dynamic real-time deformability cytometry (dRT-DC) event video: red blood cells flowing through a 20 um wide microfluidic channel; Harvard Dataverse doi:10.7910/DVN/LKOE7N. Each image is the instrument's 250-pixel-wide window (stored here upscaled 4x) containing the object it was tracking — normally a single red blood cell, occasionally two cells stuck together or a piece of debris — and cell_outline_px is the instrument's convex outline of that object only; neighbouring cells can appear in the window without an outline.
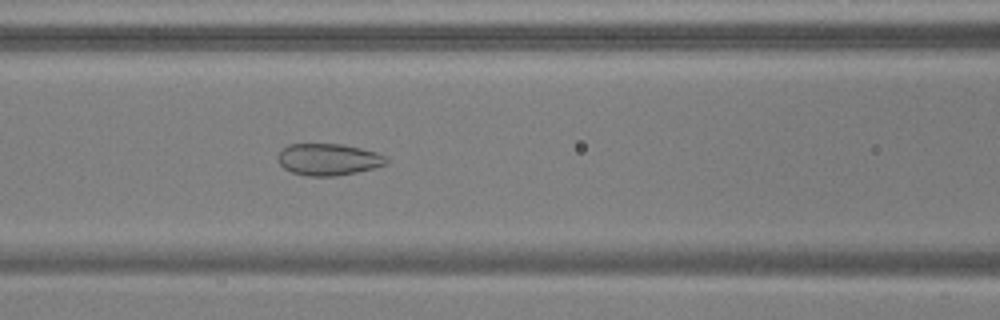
{"species": "common noctule bat (a hibernating species)", "species_latin": "Nyctalus noctula", "temperature_condition": "warm", "stored_images_in_passage": 53, "camera_frame_rate_fps": 3000, "um_per_image_px": 0.085, "animal": {"sex": "male", "body_mass_g": 17.9, "forearm_length_mm": 54.2}, "frame": {"image": 1, "passage_image": 23, "time_ms": 7.333, "image_size_px": [1000, 320], "cell_outline_px": [[388, 164], [356, 172], [336, 176], [308, 176], [292, 172], [284, 168], [280, 164], [280, 152], [288, 144], [344, 144], [376, 152], [384, 156], [388, 160]], "centroid_in_image_um": [27.94, 13.55], "position_along_channel_um": 138.7, "area_um2": 19.83}}
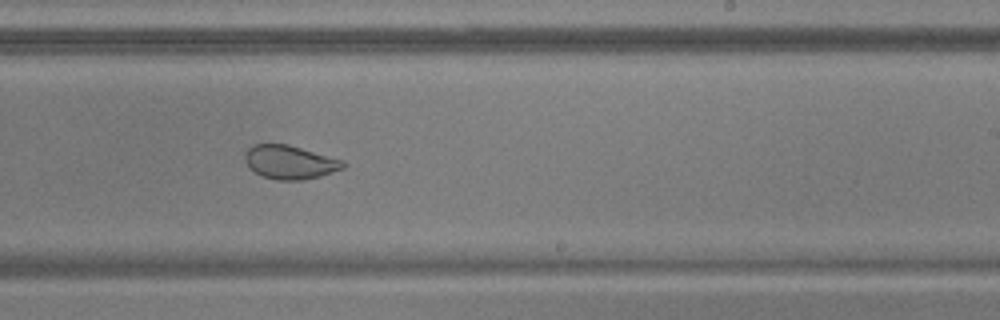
{"frame": {"image": 2, "passage_image": 33, "time_ms": 10.667, "image_size_px": [1000, 320], "cell_outline_px": [[348, 164], [344, 168], [320, 176], [304, 180], [276, 180], [260, 176], [244, 160], [244, 156], [248, 148], [252, 144], [288, 144], [344, 160]], "centroid_in_image_um": [24.66, 13.78], "position_along_channel_um": 264.3, "area_um2": 19.36}}
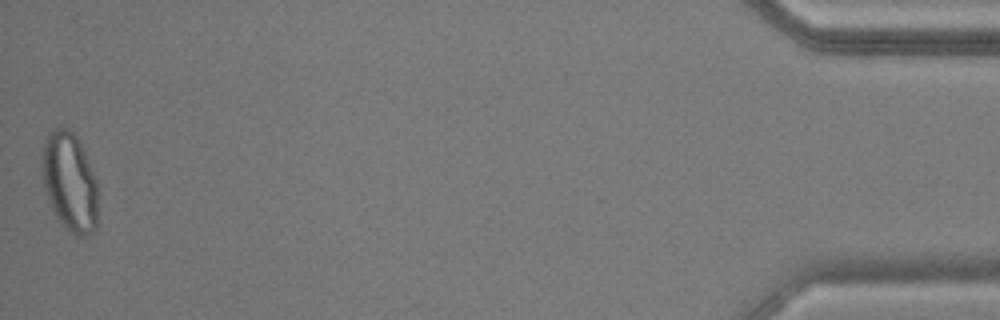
{"frame": {"image": 3, "passage_image": 53, "time_ms": 17.333, "image_size_px": [1000, 320], "cell_outline_px": [[96, 228], [92, 232], [84, 236], [76, 236], [64, 228], [56, 216], [48, 200], [44, 184], [40, 164], [44, 144], [48, 132], [60, 124], [68, 128], [76, 136], [88, 160], [96, 180]], "centroid_in_image_um": [5.89, 15.44], "position_along_channel_um": 429.3, "area_um2": 32.25}, "authors_computed_cell_mechanics": {"area_um2": 26.588, "velocity_mm_per_s": 3.7865, "shape_relaxation_time_tau1_ms": null, "shape_relaxation_time_tau2_ms": 0.7566, "deformation_change_tau1": null, "deformation_change_tau2": 0.0452}}